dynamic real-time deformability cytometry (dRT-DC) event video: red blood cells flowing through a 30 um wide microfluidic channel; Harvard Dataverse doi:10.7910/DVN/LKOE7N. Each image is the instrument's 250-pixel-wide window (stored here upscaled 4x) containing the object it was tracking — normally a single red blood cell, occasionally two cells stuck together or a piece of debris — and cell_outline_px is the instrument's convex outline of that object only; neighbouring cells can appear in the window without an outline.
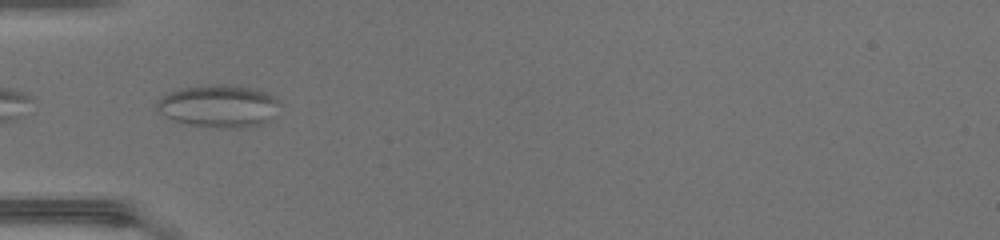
{"species": "common noctule bat (a hibernating species)", "species_latin": "Nyctalus noctula", "temperature_condition": "warm", "stored_images_in_passage": 29, "camera_frame_rate_fps": 3000, "um_per_image_px": 0.085, "animal": {"sex": "female", "body_mass_g": 17.0, "forearm_length_mm": 48.0}, "frame": {"image": 1, "passage_image": 4, "time_ms": 1.0, "image_size_px": [1000, 240], "cell_outline_px": [[280, 104], [268, 120], [260, 124], [240, 128], [224, 128], [188, 124], [172, 120], [160, 112], [156, 108], [156, 104], [168, 92], [180, 88], [204, 84], [236, 84], [260, 88], [276, 96], [280, 100]], "centroid_in_image_um": [18.63, 8.97], "position_along_channel_um": 66.4, "area_um2": 30.87}}
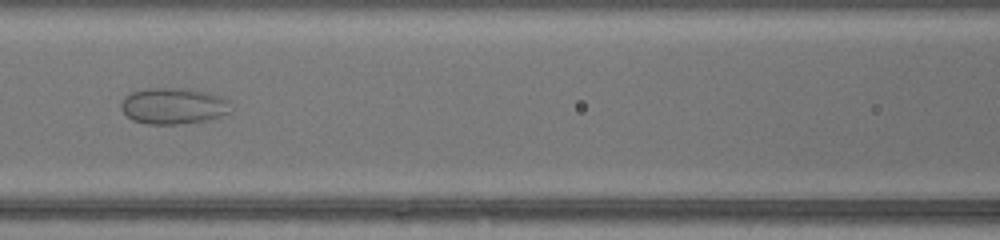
{"frame": {"image": 2, "passage_image": 10, "time_ms": 3.0, "image_size_px": [1000, 240], "cell_outline_px": [[232, 112], [208, 120], [176, 124], [148, 124], [132, 120], [120, 108], [120, 104], [124, 96], [132, 92], [148, 88], [184, 88], [204, 92], [220, 96], [228, 100]], "centroid_in_image_um": [14.73, 9.01], "position_along_channel_um": 151.9, "area_um2": 23.18}}
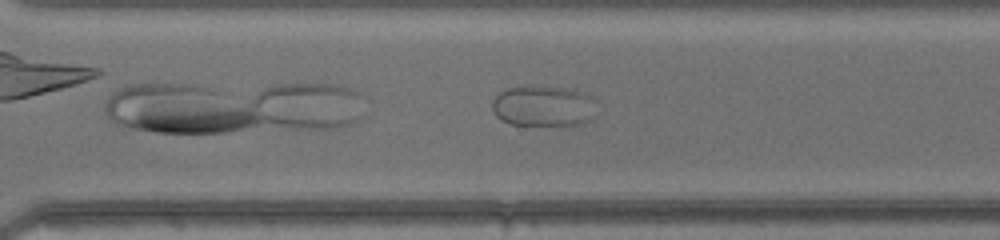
{"frame": {"image": 3, "passage_image": 22, "time_ms": 7.0, "image_size_px": [1000, 240], "cell_outline_px": [[596, 116], [592, 120], [584, 124], [512, 124], [500, 120], [496, 116], [492, 108], [492, 100], [500, 92], [508, 88], [564, 88], [592, 96]], "centroid_in_image_um": [46.2, 9.05], "position_along_channel_um": 324.4, "area_um2": 24.16}}